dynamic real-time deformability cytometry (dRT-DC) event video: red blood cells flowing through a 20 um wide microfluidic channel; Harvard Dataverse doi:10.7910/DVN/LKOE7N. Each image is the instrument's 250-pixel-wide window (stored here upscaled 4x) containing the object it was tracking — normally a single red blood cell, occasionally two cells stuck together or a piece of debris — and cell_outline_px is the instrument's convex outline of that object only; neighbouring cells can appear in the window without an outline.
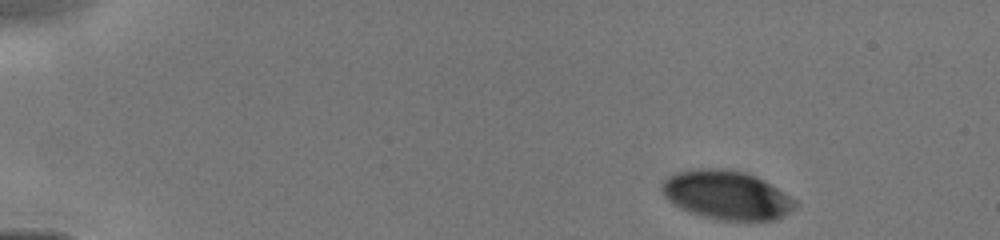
{"species": "human", "species_latin": "Homo sapiens", "temperature_condition": "cold", "stored_images_in_passage": 17, "camera_frame_rate_fps": 3000, "um_per_image_px": 0.085, "donor": {"sex": "male"}, "frame": {"image": 1, "passage_image": 1, "time_ms": 0.0, "image_size_px": [1000, 240], "cell_outline_px": [[796, 204], [788, 212], [776, 220], [720, 220], [688, 212], [680, 208], [668, 200], [664, 196], [660, 188], [660, 184], [668, 176], [676, 172], [692, 168], [720, 168], [744, 172], [756, 176], [764, 180], [796, 200]], "centroid_in_image_um": [61.71, 16.56], "position_along_channel_um": 23.3, "area_um2": 37.92}}
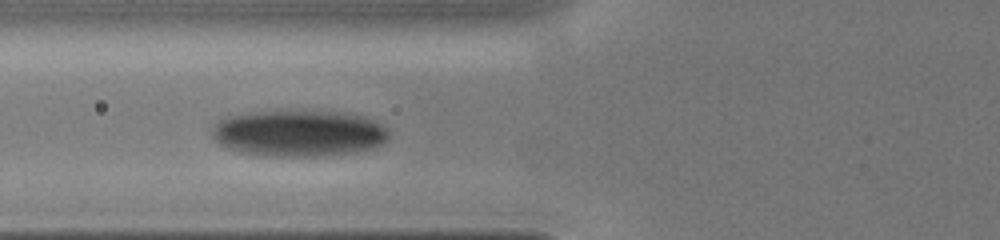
{"frame": {"image": 2, "passage_image": 10, "time_ms": 4.333, "image_size_px": [1000, 240], "cell_outline_px": [[388, 140], [372, 148], [352, 152], [316, 156], [272, 156], [240, 152], [224, 148], [212, 136], [212, 132], [216, 124], [220, 120], [228, 116], [252, 112], [344, 112], [364, 116], [388, 128]], "centroid_in_image_um": [25.4, 11.34], "position_along_channel_um": 100.4, "area_um2": 47.34}}
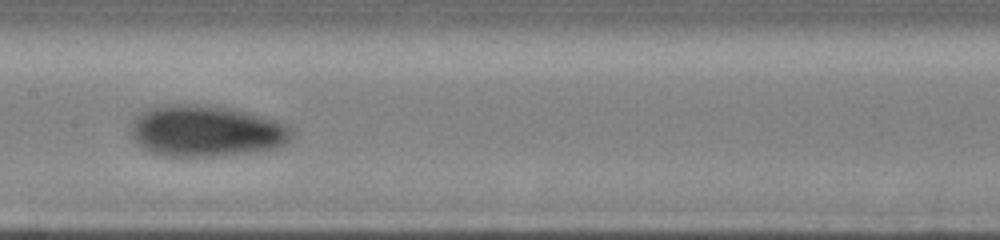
{"frame": {"image": 3, "passage_image": 15, "time_ms": 6.333, "image_size_px": [1000, 240], "cell_outline_px": [[292, 136], [284, 144], [276, 148], [252, 152], [224, 156], [164, 156], [148, 152], [136, 144], [132, 136], [132, 120], [136, 116], [148, 108], [160, 104], [216, 104], [236, 108], [264, 116], [288, 124], [292, 128]], "centroid_in_image_um": [17.52, 11.11], "position_along_channel_um": 189.9, "area_um2": 49.19}}